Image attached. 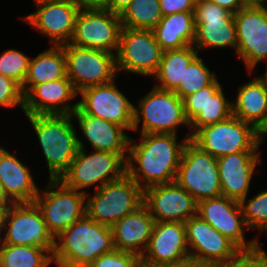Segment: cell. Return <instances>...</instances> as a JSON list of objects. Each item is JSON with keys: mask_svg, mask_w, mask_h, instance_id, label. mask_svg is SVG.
Masks as SVG:
<instances>
[{"mask_svg": "<svg viewBox=\"0 0 267 267\" xmlns=\"http://www.w3.org/2000/svg\"><path fill=\"white\" fill-rule=\"evenodd\" d=\"M232 104V115L253 125L255 128L264 120L267 113V88L257 75L251 81L238 86Z\"/></svg>", "mask_w": 267, "mask_h": 267, "instance_id": "cell-27", "label": "cell"}, {"mask_svg": "<svg viewBox=\"0 0 267 267\" xmlns=\"http://www.w3.org/2000/svg\"><path fill=\"white\" fill-rule=\"evenodd\" d=\"M80 10L107 9L108 0H72Z\"/></svg>", "mask_w": 267, "mask_h": 267, "instance_id": "cell-42", "label": "cell"}, {"mask_svg": "<svg viewBox=\"0 0 267 267\" xmlns=\"http://www.w3.org/2000/svg\"><path fill=\"white\" fill-rule=\"evenodd\" d=\"M237 32L236 54L249 75L262 61L267 64V6L243 7L234 13Z\"/></svg>", "mask_w": 267, "mask_h": 267, "instance_id": "cell-14", "label": "cell"}, {"mask_svg": "<svg viewBox=\"0 0 267 267\" xmlns=\"http://www.w3.org/2000/svg\"><path fill=\"white\" fill-rule=\"evenodd\" d=\"M88 267H142L141 256L113 250L96 258Z\"/></svg>", "mask_w": 267, "mask_h": 267, "instance_id": "cell-37", "label": "cell"}, {"mask_svg": "<svg viewBox=\"0 0 267 267\" xmlns=\"http://www.w3.org/2000/svg\"><path fill=\"white\" fill-rule=\"evenodd\" d=\"M33 4L35 12L20 18L47 36L52 46L70 43L80 11L77 5L72 0H42Z\"/></svg>", "mask_w": 267, "mask_h": 267, "instance_id": "cell-18", "label": "cell"}, {"mask_svg": "<svg viewBox=\"0 0 267 267\" xmlns=\"http://www.w3.org/2000/svg\"><path fill=\"white\" fill-rule=\"evenodd\" d=\"M143 204L155 222L185 223L197 215V202L176 182L146 188Z\"/></svg>", "mask_w": 267, "mask_h": 267, "instance_id": "cell-20", "label": "cell"}, {"mask_svg": "<svg viewBox=\"0 0 267 267\" xmlns=\"http://www.w3.org/2000/svg\"><path fill=\"white\" fill-rule=\"evenodd\" d=\"M138 106V107H137ZM142 124L141 130L139 124ZM187 126L189 122L184 112L183 100L173 91L162 90L155 86L134 105L132 132L140 134H175L179 126Z\"/></svg>", "mask_w": 267, "mask_h": 267, "instance_id": "cell-5", "label": "cell"}, {"mask_svg": "<svg viewBox=\"0 0 267 267\" xmlns=\"http://www.w3.org/2000/svg\"><path fill=\"white\" fill-rule=\"evenodd\" d=\"M155 224L148 208L143 204L136 211L118 220L112 227L115 250L142 256Z\"/></svg>", "mask_w": 267, "mask_h": 267, "instance_id": "cell-25", "label": "cell"}, {"mask_svg": "<svg viewBox=\"0 0 267 267\" xmlns=\"http://www.w3.org/2000/svg\"><path fill=\"white\" fill-rule=\"evenodd\" d=\"M73 119L93 150L128 154L130 136L126 129L105 119L84 114L79 108L72 112ZM125 130V131H124Z\"/></svg>", "mask_w": 267, "mask_h": 267, "instance_id": "cell-24", "label": "cell"}, {"mask_svg": "<svg viewBox=\"0 0 267 267\" xmlns=\"http://www.w3.org/2000/svg\"><path fill=\"white\" fill-rule=\"evenodd\" d=\"M29 168L13 152L0 145V182L14 203L34 202L39 193Z\"/></svg>", "mask_w": 267, "mask_h": 267, "instance_id": "cell-26", "label": "cell"}, {"mask_svg": "<svg viewBox=\"0 0 267 267\" xmlns=\"http://www.w3.org/2000/svg\"><path fill=\"white\" fill-rule=\"evenodd\" d=\"M218 77L206 87V103L189 122L190 137L200 128L228 119L232 115V104L225 97Z\"/></svg>", "mask_w": 267, "mask_h": 267, "instance_id": "cell-31", "label": "cell"}, {"mask_svg": "<svg viewBox=\"0 0 267 267\" xmlns=\"http://www.w3.org/2000/svg\"><path fill=\"white\" fill-rule=\"evenodd\" d=\"M265 136H267V113L264 120L256 128V140L258 147L262 145L263 141L265 140Z\"/></svg>", "mask_w": 267, "mask_h": 267, "instance_id": "cell-46", "label": "cell"}, {"mask_svg": "<svg viewBox=\"0 0 267 267\" xmlns=\"http://www.w3.org/2000/svg\"><path fill=\"white\" fill-rule=\"evenodd\" d=\"M247 199L248 196L242 199L240 205L249 230L267 233V189L260 191L253 198Z\"/></svg>", "mask_w": 267, "mask_h": 267, "instance_id": "cell-35", "label": "cell"}, {"mask_svg": "<svg viewBox=\"0 0 267 267\" xmlns=\"http://www.w3.org/2000/svg\"><path fill=\"white\" fill-rule=\"evenodd\" d=\"M67 76L66 56L62 46H49L31 58L23 85L24 97L38 84L55 81Z\"/></svg>", "mask_w": 267, "mask_h": 267, "instance_id": "cell-29", "label": "cell"}, {"mask_svg": "<svg viewBox=\"0 0 267 267\" xmlns=\"http://www.w3.org/2000/svg\"><path fill=\"white\" fill-rule=\"evenodd\" d=\"M259 77L264 81L266 88H267V67L265 68L264 74L259 75Z\"/></svg>", "mask_w": 267, "mask_h": 267, "instance_id": "cell-50", "label": "cell"}, {"mask_svg": "<svg viewBox=\"0 0 267 267\" xmlns=\"http://www.w3.org/2000/svg\"><path fill=\"white\" fill-rule=\"evenodd\" d=\"M185 224L181 222H155L145 252L142 267L158 266L189 257Z\"/></svg>", "mask_w": 267, "mask_h": 267, "instance_id": "cell-21", "label": "cell"}, {"mask_svg": "<svg viewBox=\"0 0 267 267\" xmlns=\"http://www.w3.org/2000/svg\"><path fill=\"white\" fill-rule=\"evenodd\" d=\"M114 249L112 229L85 215L55 237L52 260L59 267H88Z\"/></svg>", "mask_w": 267, "mask_h": 267, "instance_id": "cell-2", "label": "cell"}, {"mask_svg": "<svg viewBox=\"0 0 267 267\" xmlns=\"http://www.w3.org/2000/svg\"><path fill=\"white\" fill-rule=\"evenodd\" d=\"M14 202L9 198V196L6 194L1 182H0V213H5Z\"/></svg>", "mask_w": 267, "mask_h": 267, "instance_id": "cell-45", "label": "cell"}, {"mask_svg": "<svg viewBox=\"0 0 267 267\" xmlns=\"http://www.w3.org/2000/svg\"><path fill=\"white\" fill-rule=\"evenodd\" d=\"M197 215L216 231L232 241L241 251H250L260 246L259 239L246 241L245 223L240 202L225 196L205 199L197 203Z\"/></svg>", "mask_w": 267, "mask_h": 267, "instance_id": "cell-17", "label": "cell"}, {"mask_svg": "<svg viewBox=\"0 0 267 267\" xmlns=\"http://www.w3.org/2000/svg\"><path fill=\"white\" fill-rule=\"evenodd\" d=\"M116 80L102 85L89 86L78 95V108L87 115L113 122L133 130L134 105L117 87Z\"/></svg>", "mask_w": 267, "mask_h": 267, "instance_id": "cell-16", "label": "cell"}, {"mask_svg": "<svg viewBox=\"0 0 267 267\" xmlns=\"http://www.w3.org/2000/svg\"><path fill=\"white\" fill-rule=\"evenodd\" d=\"M0 244L36 246L54 250L55 238L47 229L35 202L14 203L1 214Z\"/></svg>", "mask_w": 267, "mask_h": 267, "instance_id": "cell-7", "label": "cell"}, {"mask_svg": "<svg viewBox=\"0 0 267 267\" xmlns=\"http://www.w3.org/2000/svg\"><path fill=\"white\" fill-rule=\"evenodd\" d=\"M199 56L185 68L183 81H180L179 85L173 90L182 100L186 96L207 87L217 78L215 72H211Z\"/></svg>", "mask_w": 267, "mask_h": 267, "instance_id": "cell-34", "label": "cell"}, {"mask_svg": "<svg viewBox=\"0 0 267 267\" xmlns=\"http://www.w3.org/2000/svg\"><path fill=\"white\" fill-rule=\"evenodd\" d=\"M184 112L188 122H190L205 106L206 103V87L197 92L186 96L183 99Z\"/></svg>", "mask_w": 267, "mask_h": 267, "instance_id": "cell-40", "label": "cell"}, {"mask_svg": "<svg viewBox=\"0 0 267 267\" xmlns=\"http://www.w3.org/2000/svg\"><path fill=\"white\" fill-rule=\"evenodd\" d=\"M52 254L45 248L0 244V267H48Z\"/></svg>", "mask_w": 267, "mask_h": 267, "instance_id": "cell-32", "label": "cell"}, {"mask_svg": "<svg viewBox=\"0 0 267 267\" xmlns=\"http://www.w3.org/2000/svg\"><path fill=\"white\" fill-rule=\"evenodd\" d=\"M219 7H223L229 10L231 13H237L240 9L243 8L240 0H211Z\"/></svg>", "mask_w": 267, "mask_h": 267, "instance_id": "cell-44", "label": "cell"}, {"mask_svg": "<svg viewBox=\"0 0 267 267\" xmlns=\"http://www.w3.org/2000/svg\"><path fill=\"white\" fill-rule=\"evenodd\" d=\"M30 57L16 49H9L0 55V74L14 79L21 86L29 68Z\"/></svg>", "mask_w": 267, "mask_h": 267, "instance_id": "cell-36", "label": "cell"}, {"mask_svg": "<svg viewBox=\"0 0 267 267\" xmlns=\"http://www.w3.org/2000/svg\"><path fill=\"white\" fill-rule=\"evenodd\" d=\"M83 140L78 135L79 150L69 169L60 180L69 188L87 193L85 188L95 185V191L108 182L122 178L126 174L128 154H116L93 150L87 153Z\"/></svg>", "mask_w": 267, "mask_h": 267, "instance_id": "cell-4", "label": "cell"}, {"mask_svg": "<svg viewBox=\"0 0 267 267\" xmlns=\"http://www.w3.org/2000/svg\"><path fill=\"white\" fill-rule=\"evenodd\" d=\"M216 267H267V252L260 245L250 251H240L226 264Z\"/></svg>", "mask_w": 267, "mask_h": 267, "instance_id": "cell-39", "label": "cell"}, {"mask_svg": "<svg viewBox=\"0 0 267 267\" xmlns=\"http://www.w3.org/2000/svg\"><path fill=\"white\" fill-rule=\"evenodd\" d=\"M143 201L144 190L126 173L122 178L103 185L93 195L86 193V215L111 228L142 206Z\"/></svg>", "mask_w": 267, "mask_h": 267, "instance_id": "cell-6", "label": "cell"}, {"mask_svg": "<svg viewBox=\"0 0 267 267\" xmlns=\"http://www.w3.org/2000/svg\"><path fill=\"white\" fill-rule=\"evenodd\" d=\"M175 182L197 203L222 196L217 158L191 140L184 146Z\"/></svg>", "mask_w": 267, "mask_h": 267, "instance_id": "cell-8", "label": "cell"}, {"mask_svg": "<svg viewBox=\"0 0 267 267\" xmlns=\"http://www.w3.org/2000/svg\"><path fill=\"white\" fill-rule=\"evenodd\" d=\"M131 1L132 0H108L107 10H110L112 13L120 15L131 3Z\"/></svg>", "mask_w": 267, "mask_h": 267, "instance_id": "cell-43", "label": "cell"}, {"mask_svg": "<svg viewBox=\"0 0 267 267\" xmlns=\"http://www.w3.org/2000/svg\"><path fill=\"white\" fill-rule=\"evenodd\" d=\"M19 108L24 109V95L21 85L14 79L0 74V109L1 108Z\"/></svg>", "mask_w": 267, "mask_h": 267, "instance_id": "cell-38", "label": "cell"}, {"mask_svg": "<svg viewBox=\"0 0 267 267\" xmlns=\"http://www.w3.org/2000/svg\"><path fill=\"white\" fill-rule=\"evenodd\" d=\"M243 7L267 6V0H240Z\"/></svg>", "mask_w": 267, "mask_h": 267, "instance_id": "cell-48", "label": "cell"}, {"mask_svg": "<svg viewBox=\"0 0 267 267\" xmlns=\"http://www.w3.org/2000/svg\"><path fill=\"white\" fill-rule=\"evenodd\" d=\"M189 255L211 267L226 264L241 250L198 215L185 223Z\"/></svg>", "mask_w": 267, "mask_h": 267, "instance_id": "cell-19", "label": "cell"}, {"mask_svg": "<svg viewBox=\"0 0 267 267\" xmlns=\"http://www.w3.org/2000/svg\"><path fill=\"white\" fill-rule=\"evenodd\" d=\"M38 138L47 162L49 179H60L69 169L78 147V135L72 114L25 115Z\"/></svg>", "mask_w": 267, "mask_h": 267, "instance_id": "cell-3", "label": "cell"}, {"mask_svg": "<svg viewBox=\"0 0 267 267\" xmlns=\"http://www.w3.org/2000/svg\"><path fill=\"white\" fill-rule=\"evenodd\" d=\"M34 202L55 238L86 215V193L67 187L60 179H49Z\"/></svg>", "mask_w": 267, "mask_h": 267, "instance_id": "cell-9", "label": "cell"}, {"mask_svg": "<svg viewBox=\"0 0 267 267\" xmlns=\"http://www.w3.org/2000/svg\"><path fill=\"white\" fill-rule=\"evenodd\" d=\"M139 136L141 140L138 143L130 138L126 173L143 190L154 185L175 182L184 146L191 139L190 133L181 140H177L178 135L175 134Z\"/></svg>", "mask_w": 267, "mask_h": 267, "instance_id": "cell-1", "label": "cell"}, {"mask_svg": "<svg viewBox=\"0 0 267 267\" xmlns=\"http://www.w3.org/2000/svg\"><path fill=\"white\" fill-rule=\"evenodd\" d=\"M190 140L216 158L237 152L261 151L257 145L256 128L233 115L200 128Z\"/></svg>", "mask_w": 267, "mask_h": 267, "instance_id": "cell-10", "label": "cell"}, {"mask_svg": "<svg viewBox=\"0 0 267 267\" xmlns=\"http://www.w3.org/2000/svg\"><path fill=\"white\" fill-rule=\"evenodd\" d=\"M151 267H178V261H175L173 263L158 265V266H151Z\"/></svg>", "mask_w": 267, "mask_h": 267, "instance_id": "cell-49", "label": "cell"}, {"mask_svg": "<svg viewBox=\"0 0 267 267\" xmlns=\"http://www.w3.org/2000/svg\"><path fill=\"white\" fill-rule=\"evenodd\" d=\"M152 32L162 51L191 46L195 38L194 12L162 16Z\"/></svg>", "mask_w": 267, "mask_h": 267, "instance_id": "cell-28", "label": "cell"}, {"mask_svg": "<svg viewBox=\"0 0 267 267\" xmlns=\"http://www.w3.org/2000/svg\"><path fill=\"white\" fill-rule=\"evenodd\" d=\"M260 152H237L217 158L222 196L241 201L250 193L256 167L262 164Z\"/></svg>", "mask_w": 267, "mask_h": 267, "instance_id": "cell-23", "label": "cell"}, {"mask_svg": "<svg viewBox=\"0 0 267 267\" xmlns=\"http://www.w3.org/2000/svg\"><path fill=\"white\" fill-rule=\"evenodd\" d=\"M78 96L71 81L65 78L36 85L24 97V115H69L78 108Z\"/></svg>", "mask_w": 267, "mask_h": 267, "instance_id": "cell-22", "label": "cell"}, {"mask_svg": "<svg viewBox=\"0 0 267 267\" xmlns=\"http://www.w3.org/2000/svg\"><path fill=\"white\" fill-rule=\"evenodd\" d=\"M199 55L193 45L162 52L159 67L153 76L156 88L173 91L183 81L185 68Z\"/></svg>", "mask_w": 267, "mask_h": 267, "instance_id": "cell-30", "label": "cell"}, {"mask_svg": "<svg viewBox=\"0 0 267 267\" xmlns=\"http://www.w3.org/2000/svg\"><path fill=\"white\" fill-rule=\"evenodd\" d=\"M122 28L120 16L110 10H80L70 44L116 55Z\"/></svg>", "mask_w": 267, "mask_h": 267, "instance_id": "cell-15", "label": "cell"}, {"mask_svg": "<svg viewBox=\"0 0 267 267\" xmlns=\"http://www.w3.org/2000/svg\"><path fill=\"white\" fill-rule=\"evenodd\" d=\"M62 47L67 77L78 93L86 87L107 84L118 77L115 54L70 43Z\"/></svg>", "mask_w": 267, "mask_h": 267, "instance_id": "cell-11", "label": "cell"}, {"mask_svg": "<svg viewBox=\"0 0 267 267\" xmlns=\"http://www.w3.org/2000/svg\"><path fill=\"white\" fill-rule=\"evenodd\" d=\"M196 0H160L162 16L181 12H194Z\"/></svg>", "mask_w": 267, "mask_h": 267, "instance_id": "cell-41", "label": "cell"}, {"mask_svg": "<svg viewBox=\"0 0 267 267\" xmlns=\"http://www.w3.org/2000/svg\"><path fill=\"white\" fill-rule=\"evenodd\" d=\"M178 267H211L205 263H202L194 257H186L178 261Z\"/></svg>", "mask_w": 267, "mask_h": 267, "instance_id": "cell-47", "label": "cell"}, {"mask_svg": "<svg viewBox=\"0 0 267 267\" xmlns=\"http://www.w3.org/2000/svg\"><path fill=\"white\" fill-rule=\"evenodd\" d=\"M194 48L200 53L207 49L235 50L237 32L234 14L211 0H196L194 7Z\"/></svg>", "mask_w": 267, "mask_h": 267, "instance_id": "cell-12", "label": "cell"}, {"mask_svg": "<svg viewBox=\"0 0 267 267\" xmlns=\"http://www.w3.org/2000/svg\"><path fill=\"white\" fill-rule=\"evenodd\" d=\"M119 16L123 27L152 30L162 18L160 0H132Z\"/></svg>", "mask_w": 267, "mask_h": 267, "instance_id": "cell-33", "label": "cell"}, {"mask_svg": "<svg viewBox=\"0 0 267 267\" xmlns=\"http://www.w3.org/2000/svg\"><path fill=\"white\" fill-rule=\"evenodd\" d=\"M162 52L152 30L123 27L115 55L118 73L126 71L129 74L153 78L158 70Z\"/></svg>", "mask_w": 267, "mask_h": 267, "instance_id": "cell-13", "label": "cell"}]
</instances>
